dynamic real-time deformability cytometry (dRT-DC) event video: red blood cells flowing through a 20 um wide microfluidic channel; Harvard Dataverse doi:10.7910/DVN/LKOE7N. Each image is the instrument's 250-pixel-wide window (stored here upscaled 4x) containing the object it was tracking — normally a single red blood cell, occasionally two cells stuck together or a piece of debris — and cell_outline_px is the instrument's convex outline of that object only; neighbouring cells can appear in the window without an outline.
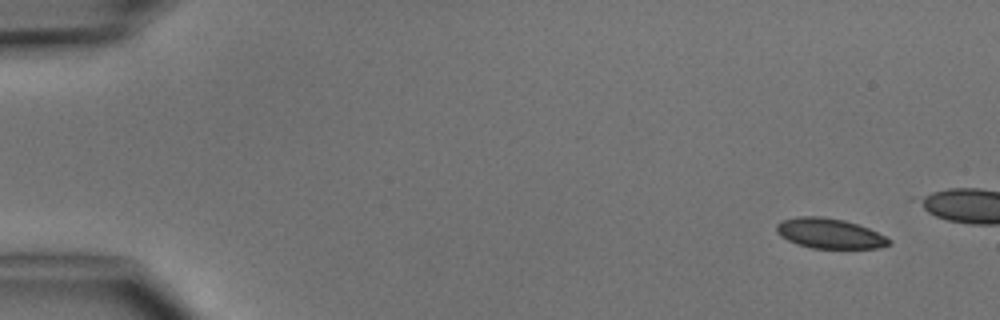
{"species": "common noctule bat (a hibernating species)", "species_latin": "Nyctalus noctula", "temperature_condition": "cold", "stored_images_in_passage": 4, "camera_frame_rate_fps": 3000, "um_per_image_px": 0.085, "animal": {"sex": "male", "body_mass_g": 15.6}, "frame": {"image": 1, "passage_image": 1, "time_ms": 0.0, "image_size_px": [1000, 320], "cell_outline_px": [[892, 244], [880, 248], [812, 248], [796, 244], [780, 236], [776, 232], [776, 224], [780, 220], [796, 216], [820, 216], [844, 220], [868, 228], [892, 240]], "centroid_in_image_um": [70.48, 19.84], "position_along_channel_um": 14.5, "area_um2": 19.83}}